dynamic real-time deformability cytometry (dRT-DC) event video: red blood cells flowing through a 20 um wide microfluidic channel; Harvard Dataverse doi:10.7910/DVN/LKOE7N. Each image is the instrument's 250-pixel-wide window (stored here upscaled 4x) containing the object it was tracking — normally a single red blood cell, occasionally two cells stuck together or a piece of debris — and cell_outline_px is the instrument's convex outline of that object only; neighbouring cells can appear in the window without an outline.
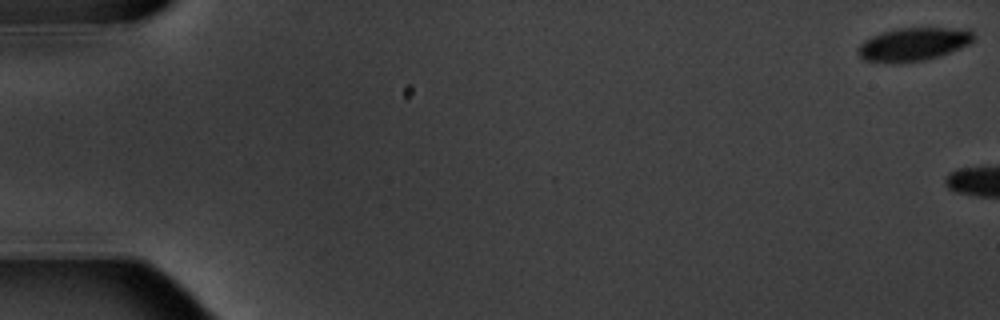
{"species": "common noctule bat (a hibernating species)", "species_latin": "Nyctalus noctula", "temperature_condition": "warm", "stored_images_in_passage": 2, "camera_frame_rate_fps": 3000, "um_per_image_px": 0.085, "animal": {"sex": "male", "body_mass_g": 20.1, "forearm_length_mm": 53.5}, "frame": {"image": 1, "passage_image": 1, "time_ms": 0.0, "image_size_px": [1000, 320], "cell_outline_px": [[972, 40], [968, 44], [940, 56], [924, 60], [892, 64], [864, 60], [856, 52], [856, 48], [864, 40], [880, 32], [896, 28], [968, 28], [972, 32]], "centroid_in_image_um": [77.57, 3.76], "position_along_channel_um": 7.4, "area_um2": 22.54}}